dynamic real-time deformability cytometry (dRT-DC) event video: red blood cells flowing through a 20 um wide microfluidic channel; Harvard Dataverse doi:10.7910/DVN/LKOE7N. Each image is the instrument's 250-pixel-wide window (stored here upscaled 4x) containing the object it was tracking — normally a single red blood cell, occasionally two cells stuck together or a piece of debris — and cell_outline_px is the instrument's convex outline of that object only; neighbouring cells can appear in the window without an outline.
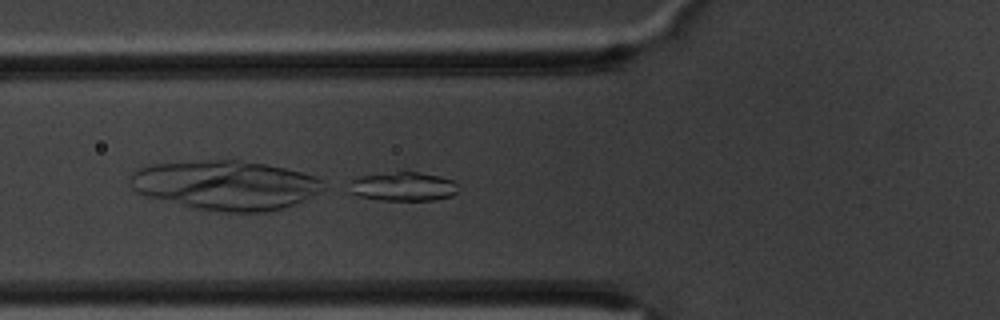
{"species": "common noctule bat (a hibernating species)", "species_latin": "Nyctalus noctula", "temperature_condition": "warm", "stored_images_in_passage": 62, "segment_of_instrument_passage": [1, 2], "camera_frame_rate_fps": 3000, "um_per_image_px": 0.085, "animal": {"sex": "male", "body_mass_g": 20.1, "forearm_length_mm": 53.5}, "frame": {"image": 1, "passage_image": 23, "time_ms": 7.333, "image_size_px": [1000, 320], "cell_outline_px": [[456, 192], [452, 196], [432, 200], [380, 200], [360, 196], [352, 192], [352, 180], [360, 176], [400, 168], [440, 176], [452, 180], [456, 184]], "centroid_in_image_um": [34.28, 15.8], "position_along_channel_um": 91.5, "area_um2": 18.79}}
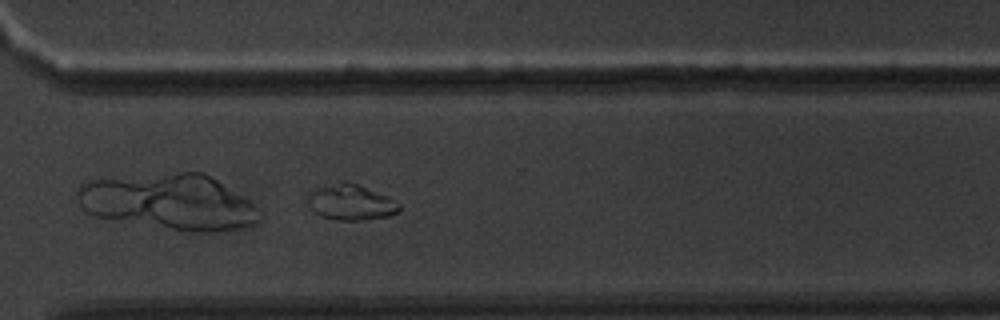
{"frame": {"image": 2, "passage_image": 46, "time_ms": 15.0, "image_size_px": [1000, 320], "cell_outline_px": [[400, 208], [396, 212], [388, 216], [364, 220], [340, 220], [320, 216], [312, 208], [308, 200], [308, 192], [316, 188], [344, 180], [356, 184], [388, 196], [400, 204]], "centroid_in_image_um": [29.82, 17.19], "position_along_channel_um": 340.8, "area_um2": 18.79}}
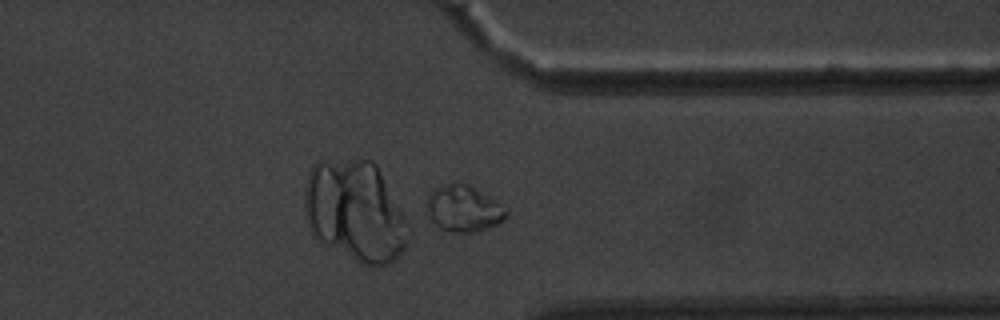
{"frame": {"image": 3, "passage_image": 49, "time_ms": 16.0, "image_size_px": [1000, 320], "cell_outline_px": [[508, 216], [504, 220], [488, 228], [472, 232], [456, 232], [440, 228], [428, 220], [424, 208], [424, 204], [428, 192], [432, 188], [456, 180], [468, 184], [492, 200], [508, 212]], "centroid_in_image_um": [39.26, 17.71], "position_along_channel_um": 372.1, "area_um2": 21.79}}